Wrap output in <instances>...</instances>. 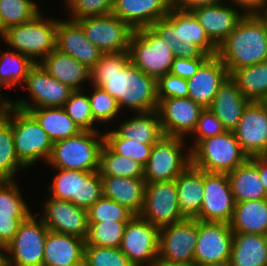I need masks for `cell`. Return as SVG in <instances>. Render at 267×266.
Listing matches in <instances>:
<instances>
[{
    "instance_id": "1",
    "label": "cell",
    "mask_w": 267,
    "mask_h": 266,
    "mask_svg": "<svg viewBox=\"0 0 267 266\" xmlns=\"http://www.w3.org/2000/svg\"><path fill=\"white\" fill-rule=\"evenodd\" d=\"M89 82L114 97L120 111L137 113L158 108L157 80L133 65L128 51L103 53L90 70Z\"/></svg>"
},
{
    "instance_id": "2",
    "label": "cell",
    "mask_w": 267,
    "mask_h": 266,
    "mask_svg": "<svg viewBox=\"0 0 267 266\" xmlns=\"http://www.w3.org/2000/svg\"><path fill=\"white\" fill-rule=\"evenodd\" d=\"M217 56L231 75L235 70L267 60L264 12L245 14L218 46Z\"/></svg>"
},
{
    "instance_id": "3",
    "label": "cell",
    "mask_w": 267,
    "mask_h": 266,
    "mask_svg": "<svg viewBox=\"0 0 267 266\" xmlns=\"http://www.w3.org/2000/svg\"><path fill=\"white\" fill-rule=\"evenodd\" d=\"M57 24L58 19L41 12L33 20L5 30L1 39L37 64L56 48Z\"/></svg>"
},
{
    "instance_id": "4",
    "label": "cell",
    "mask_w": 267,
    "mask_h": 266,
    "mask_svg": "<svg viewBox=\"0 0 267 266\" xmlns=\"http://www.w3.org/2000/svg\"><path fill=\"white\" fill-rule=\"evenodd\" d=\"M101 133L82 130L75 136L54 142L46 164L51 168L98 171L104 144V134Z\"/></svg>"
},
{
    "instance_id": "5",
    "label": "cell",
    "mask_w": 267,
    "mask_h": 266,
    "mask_svg": "<svg viewBox=\"0 0 267 266\" xmlns=\"http://www.w3.org/2000/svg\"><path fill=\"white\" fill-rule=\"evenodd\" d=\"M248 158L234 131L203 139L191 150V164L209 173H229Z\"/></svg>"
},
{
    "instance_id": "6",
    "label": "cell",
    "mask_w": 267,
    "mask_h": 266,
    "mask_svg": "<svg viewBox=\"0 0 267 266\" xmlns=\"http://www.w3.org/2000/svg\"><path fill=\"white\" fill-rule=\"evenodd\" d=\"M172 50L179 43H193L209 56L217 55L218 47L208 38L195 15L188 10L173 6L169 14L150 26Z\"/></svg>"
},
{
    "instance_id": "7",
    "label": "cell",
    "mask_w": 267,
    "mask_h": 266,
    "mask_svg": "<svg viewBox=\"0 0 267 266\" xmlns=\"http://www.w3.org/2000/svg\"><path fill=\"white\" fill-rule=\"evenodd\" d=\"M11 126L16 156L26 169L40 160L46 163L53 142L36 119L27 111L11 107Z\"/></svg>"
},
{
    "instance_id": "8",
    "label": "cell",
    "mask_w": 267,
    "mask_h": 266,
    "mask_svg": "<svg viewBox=\"0 0 267 266\" xmlns=\"http://www.w3.org/2000/svg\"><path fill=\"white\" fill-rule=\"evenodd\" d=\"M128 52L130 62L150 77L158 80L170 73L173 51L151 27L134 31Z\"/></svg>"
},
{
    "instance_id": "9",
    "label": "cell",
    "mask_w": 267,
    "mask_h": 266,
    "mask_svg": "<svg viewBox=\"0 0 267 266\" xmlns=\"http://www.w3.org/2000/svg\"><path fill=\"white\" fill-rule=\"evenodd\" d=\"M186 144L185 138L169 135L162 136L153 144L149 160L144 166L145 181H171L182 173L191 164V150Z\"/></svg>"
},
{
    "instance_id": "10",
    "label": "cell",
    "mask_w": 267,
    "mask_h": 266,
    "mask_svg": "<svg viewBox=\"0 0 267 266\" xmlns=\"http://www.w3.org/2000/svg\"><path fill=\"white\" fill-rule=\"evenodd\" d=\"M197 239V219L159 228L158 266H194Z\"/></svg>"
},
{
    "instance_id": "11",
    "label": "cell",
    "mask_w": 267,
    "mask_h": 266,
    "mask_svg": "<svg viewBox=\"0 0 267 266\" xmlns=\"http://www.w3.org/2000/svg\"><path fill=\"white\" fill-rule=\"evenodd\" d=\"M50 169L57 173L49 185V197L68 200L76 206L88 210L103 196L102 181L98 171Z\"/></svg>"
},
{
    "instance_id": "12",
    "label": "cell",
    "mask_w": 267,
    "mask_h": 266,
    "mask_svg": "<svg viewBox=\"0 0 267 266\" xmlns=\"http://www.w3.org/2000/svg\"><path fill=\"white\" fill-rule=\"evenodd\" d=\"M37 214L32 213L20 223L13 240L7 245L8 266H43L49 229Z\"/></svg>"
},
{
    "instance_id": "13",
    "label": "cell",
    "mask_w": 267,
    "mask_h": 266,
    "mask_svg": "<svg viewBox=\"0 0 267 266\" xmlns=\"http://www.w3.org/2000/svg\"><path fill=\"white\" fill-rule=\"evenodd\" d=\"M22 87L28 91L31 100L19 98L13 101V107L27 112L37 107H63L74 92L53 78L39 63L30 69Z\"/></svg>"
},
{
    "instance_id": "14",
    "label": "cell",
    "mask_w": 267,
    "mask_h": 266,
    "mask_svg": "<svg viewBox=\"0 0 267 266\" xmlns=\"http://www.w3.org/2000/svg\"><path fill=\"white\" fill-rule=\"evenodd\" d=\"M159 228L135 215L127 222L120 250L134 266H158Z\"/></svg>"
},
{
    "instance_id": "15",
    "label": "cell",
    "mask_w": 267,
    "mask_h": 266,
    "mask_svg": "<svg viewBox=\"0 0 267 266\" xmlns=\"http://www.w3.org/2000/svg\"><path fill=\"white\" fill-rule=\"evenodd\" d=\"M233 245L228 223L198 220L194 266H227Z\"/></svg>"
},
{
    "instance_id": "16",
    "label": "cell",
    "mask_w": 267,
    "mask_h": 266,
    "mask_svg": "<svg viewBox=\"0 0 267 266\" xmlns=\"http://www.w3.org/2000/svg\"><path fill=\"white\" fill-rule=\"evenodd\" d=\"M76 21L83 28L86 38L103 53L129 50L130 40L135 30L112 13Z\"/></svg>"
},
{
    "instance_id": "17",
    "label": "cell",
    "mask_w": 267,
    "mask_h": 266,
    "mask_svg": "<svg viewBox=\"0 0 267 266\" xmlns=\"http://www.w3.org/2000/svg\"><path fill=\"white\" fill-rule=\"evenodd\" d=\"M140 216L158 228L185 219L178 205L175 180L146 182L144 206Z\"/></svg>"
},
{
    "instance_id": "18",
    "label": "cell",
    "mask_w": 267,
    "mask_h": 266,
    "mask_svg": "<svg viewBox=\"0 0 267 266\" xmlns=\"http://www.w3.org/2000/svg\"><path fill=\"white\" fill-rule=\"evenodd\" d=\"M203 187V201L199 215L195 219L229 224L236 203L227 173L203 171Z\"/></svg>"
},
{
    "instance_id": "19",
    "label": "cell",
    "mask_w": 267,
    "mask_h": 266,
    "mask_svg": "<svg viewBox=\"0 0 267 266\" xmlns=\"http://www.w3.org/2000/svg\"><path fill=\"white\" fill-rule=\"evenodd\" d=\"M158 100L157 111L164 135L187 139L195 130L204 108L189 97L158 98Z\"/></svg>"
},
{
    "instance_id": "20",
    "label": "cell",
    "mask_w": 267,
    "mask_h": 266,
    "mask_svg": "<svg viewBox=\"0 0 267 266\" xmlns=\"http://www.w3.org/2000/svg\"><path fill=\"white\" fill-rule=\"evenodd\" d=\"M234 133L249 158L267 155V103L250 101Z\"/></svg>"
},
{
    "instance_id": "21",
    "label": "cell",
    "mask_w": 267,
    "mask_h": 266,
    "mask_svg": "<svg viewBox=\"0 0 267 266\" xmlns=\"http://www.w3.org/2000/svg\"><path fill=\"white\" fill-rule=\"evenodd\" d=\"M43 212L39 213L45 226L54 232L73 235L86 240L88 234L87 210L68 200L46 196Z\"/></svg>"
},
{
    "instance_id": "22",
    "label": "cell",
    "mask_w": 267,
    "mask_h": 266,
    "mask_svg": "<svg viewBox=\"0 0 267 266\" xmlns=\"http://www.w3.org/2000/svg\"><path fill=\"white\" fill-rule=\"evenodd\" d=\"M225 64L217 56H209L189 79L188 97L202 106L209 108L224 81L229 77Z\"/></svg>"
},
{
    "instance_id": "23",
    "label": "cell",
    "mask_w": 267,
    "mask_h": 266,
    "mask_svg": "<svg viewBox=\"0 0 267 266\" xmlns=\"http://www.w3.org/2000/svg\"><path fill=\"white\" fill-rule=\"evenodd\" d=\"M56 49L69 54L90 70L100 60L103 52L87 38L77 21L59 19L56 30Z\"/></svg>"
},
{
    "instance_id": "24",
    "label": "cell",
    "mask_w": 267,
    "mask_h": 266,
    "mask_svg": "<svg viewBox=\"0 0 267 266\" xmlns=\"http://www.w3.org/2000/svg\"><path fill=\"white\" fill-rule=\"evenodd\" d=\"M190 11L204 28L208 38L217 47L236 28L238 22L245 15L230 2L200 6Z\"/></svg>"
},
{
    "instance_id": "25",
    "label": "cell",
    "mask_w": 267,
    "mask_h": 266,
    "mask_svg": "<svg viewBox=\"0 0 267 266\" xmlns=\"http://www.w3.org/2000/svg\"><path fill=\"white\" fill-rule=\"evenodd\" d=\"M172 7V0H114L112 14L137 30L165 18Z\"/></svg>"
},
{
    "instance_id": "26",
    "label": "cell",
    "mask_w": 267,
    "mask_h": 266,
    "mask_svg": "<svg viewBox=\"0 0 267 266\" xmlns=\"http://www.w3.org/2000/svg\"><path fill=\"white\" fill-rule=\"evenodd\" d=\"M85 244L82 238L49 230L43 266H83Z\"/></svg>"
},
{
    "instance_id": "27",
    "label": "cell",
    "mask_w": 267,
    "mask_h": 266,
    "mask_svg": "<svg viewBox=\"0 0 267 266\" xmlns=\"http://www.w3.org/2000/svg\"><path fill=\"white\" fill-rule=\"evenodd\" d=\"M249 102L239 90L236 82L229 76L219 87L209 109L222 122L226 131H234Z\"/></svg>"
},
{
    "instance_id": "28",
    "label": "cell",
    "mask_w": 267,
    "mask_h": 266,
    "mask_svg": "<svg viewBox=\"0 0 267 266\" xmlns=\"http://www.w3.org/2000/svg\"><path fill=\"white\" fill-rule=\"evenodd\" d=\"M103 196L140 215L144 206L146 181L143 177L101 176Z\"/></svg>"
},
{
    "instance_id": "29",
    "label": "cell",
    "mask_w": 267,
    "mask_h": 266,
    "mask_svg": "<svg viewBox=\"0 0 267 266\" xmlns=\"http://www.w3.org/2000/svg\"><path fill=\"white\" fill-rule=\"evenodd\" d=\"M53 78L73 90H84L90 81V69L58 49H54L39 63ZM88 80V81H87Z\"/></svg>"
},
{
    "instance_id": "30",
    "label": "cell",
    "mask_w": 267,
    "mask_h": 266,
    "mask_svg": "<svg viewBox=\"0 0 267 266\" xmlns=\"http://www.w3.org/2000/svg\"><path fill=\"white\" fill-rule=\"evenodd\" d=\"M178 205L184 218L195 219L203 201V170L190 164L175 179Z\"/></svg>"
},
{
    "instance_id": "31",
    "label": "cell",
    "mask_w": 267,
    "mask_h": 266,
    "mask_svg": "<svg viewBox=\"0 0 267 266\" xmlns=\"http://www.w3.org/2000/svg\"><path fill=\"white\" fill-rule=\"evenodd\" d=\"M120 137L139 143L153 145L164 133L157 110L137 112L113 129Z\"/></svg>"
},
{
    "instance_id": "32",
    "label": "cell",
    "mask_w": 267,
    "mask_h": 266,
    "mask_svg": "<svg viewBox=\"0 0 267 266\" xmlns=\"http://www.w3.org/2000/svg\"><path fill=\"white\" fill-rule=\"evenodd\" d=\"M227 266H267V235L233 232Z\"/></svg>"
},
{
    "instance_id": "33",
    "label": "cell",
    "mask_w": 267,
    "mask_h": 266,
    "mask_svg": "<svg viewBox=\"0 0 267 266\" xmlns=\"http://www.w3.org/2000/svg\"><path fill=\"white\" fill-rule=\"evenodd\" d=\"M229 226L233 232L267 235V198L236 203Z\"/></svg>"
},
{
    "instance_id": "34",
    "label": "cell",
    "mask_w": 267,
    "mask_h": 266,
    "mask_svg": "<svg viewBox=\"0 0 267 266\" xmlns=\"http://www.w3.org/2000/svg\"><path fill=\"white\" fill-rule=\"evenodd\" d=\"M235 203L267 198L257 166L248 158L242 165L227 173Z\"/></svg>"
},
{
    "instance_id": "35",
    "label": "cell",
    "mask_w": 267,
    "mask_h": 266,
    "mask_svg": "<svg viewBox=\"0 0 267 266\" xmlns=\"http://www.w3.org/2000/svg\"><path fill=\"white\" fill-rule=\"evenodd\" d=\"M54 143L77 135L82 130L63 107H37L28 111Z\"/></svg>"
},
{
    "instance_id": "36",
    "label": "cell",
    "mask_w": 267,
    "mask_h": 266,
    "mask_svg": "<svg viewBox=\"0 0 267 266\" xmlns=\"http://www.w3.org/2000/svg\"><path fill=\"white\" fill-rule=\"evenodd\" d=\"M230 77L249 101H267V60L239 68Z\"/></svg>"
},
{
    "instance_id": "37",
    "label": "cell",
    "mask_w": 267,
    "mask_h": 266,
    "mask_svg": "<svg viewBox=\"0 0 267 266\" xmlns=\"http://www.w3.org/2000/svg\"><path fill=\"white\" fill-rule=\"evenodd\" d=\"M26 167L16 156L11 126V108L0 114V180H14Z\"/></svg>"
},
{
    "instance_id": "38",
    "label": "cell",
    "mask_w": 267,
    "mask_h": 266,
    "mask_svg": "<svg viewBox=\"0 0 267 266\" xmlns=\"http://www.w3.org/2000/svg\"><path fill=\"white\" fill-rule=\"evenodd\" d=\"M0 52V82L4 89L22 86L35 63L13 49Z\"/></svg>"
},
{
    "instance_id": "39",
    "label": "cell",
    "mask_w": 267,
    "mask_h": 266,
    "mask_svg": "<svg viewBox=\"0 0 267 266\" xmlns=\"http://www.w3.org/2000/svg\"><path fill=\"white\" fill-rule=\"evenodd\" d=\"M100 176H121L140 178L144 175V166L131 158L115 153L105 142L100 151Z\"/></svg>"
},
{
    "instance_id": "40",
    "label": "cell",
    "mask_w": 267,
    "mask_h": 266,
    "mask_svg": "<svg viewBox=\"0 0 267 266\" xmlns=\"http://www.w3.org/2000/svg\"><path fill=\"white\" fill-rule=\"evenodd\" d=\"M35 0H0L2 35L10 27L27 23L41 13Z\"/></svg>"
},
{
    "instance_id": "41",
    "label": "cell",
    "mask_w": 267,
    "mask_h": 266,
    "mask_svg": "<svg viewBox=\"0 0 267 266\" xmlns=\"http://www.w3.org/2000/svg\"><path fill=\"white\" fill-rule=\"evenodd\" d=\"M128 221L88 222V234L85 245L120 248L124 230Z\"/></svg>"
},
{
    "instance_id": "42",
    "label": "cell",
    "mask_w": 267,
    "mask_h": 266,
    "mask_svg": "<svg viewBox=\"0 0 267 266\" xmlns=\"http://www.w3.org/2000/svg\"><path fill=\"white\" fill-rule=\"evenodd\" d=\"M16 180H0V215L28 218L32 211Z\"/></svg>"
},
{
    "instance_id": "43",
    "label": "cell",
    "mask_w": 267,
    "mask_h": 266,
    "mask_svg": "<svg viewBox=\"0 0 267 266\" xmlns=\"http://www.w3.org/2000/svg\"><path fill=\"white\" fill-rule=\"evenodd\" d=\"M104 142L117 154L128 157L145 166L153 145L143 144L120 137L113 129L103 132Z\"/></svg>"
},
{
    "instance_id": "44",
    "label": "cell",
    "mask_w": 267,
    "mask_h": 266,
    "mask_svg": "<svg viewBox=\"0 0 267 266\" xmlns=\"http://www.w3.org/2000/svg\"><path fill=\"white\" fill-rule=\"evenodd\" d=\"M92 92L88 93V98L93 114L94 122L105 125L118 120V114L121 113L118 103L114 97L98 86L91 85ZM115 119V120H114Z\"/></svg>"
},
{
    "instance_id": "45",
    "label": "cell",
    "mask_w": 267,
    "mask_h": 266,
    "mask_svg": "<svg viewBox=\"0 0 267 266\" xmlns=\"http://www.w3.org/2000/svg\"><path fill=\"white\" fill-rule=\"evenodd\" d=\"M63 108L81 130L100 131L95 127L97 124L94 122L88 94L85 90H74Z\"/></svg>"
},
{
    "instance_id": "46",
    "label": "cell",
    "mask_w": 267,
    "mask_h": 266,
    "mask_svg": "<svg viewBox=\"0 0 267 266\" xmlns=\"http://www.w3.org/2000/svg\"><path fill=\"white\" fill-rule=\"evenodd\" d=\"M88 222L130 221L135 214L127 207L102 196L87 210Z\"/></svg>"
},
{
    "instance_id": "47",
    "label": "cell",
    "mask_w": 267,
    "mask_h": 266,
    "mask_svg": "<svg viewBox=\"0 0 267 266\" xmlns=\"http://www.w3.org/2000/svg\"><path fill=\"white\" fill-rule=\"evenodd\" d=\"M83 266H134L120 248L85 245Z\"/></svg>"
},
{
    "instance_id": "48",
    "label": "cell",
    "mask_w": 267,
    "mask_h": 266,
    "mask_svg": "<svg viewBox=\"0 0 267 266\" xmlns=\"http://www.w3.org/2000/svg\"><path fill=\"white\" fill-rule=\"evenodd\" d=\"M70 20L103 16L112 13L114 0H63Z\"/></svg>"
},
{
    "instance_id": "49",
    "label": "cell",
    "mask_w": 267,
    "mask_h": 266,
    "mask_svg": "<svg viewBox=\"0 0 267 266\" xmlns=\"http://www.w3.org/2000/svg\"><path fill=\"white\" fill-rule=\"evenodd\" d=\"M224 131L226 130L217 116L209 108L204 109L197 121L195 130L190 135L195 138L191 140L193 144L189 145V149L192 150L201 140L219 135Z\"/></svg>"
},
{
    "instance_id": "50",
    "label": "cell",
    "mask_w": 267,
    "mask_h": 266,
    "mask_svg": "<svg viewBox=\"0 0 267 266\" xmlns=\"http://www.w3.org/2000/svg\"><path fill=\"white\" fill-rule=\"evenodd\" d=\"M158 98H187L188 85L187 79L166 74L157 80Z\"/></svg>"
},
{
    "instance_id": "51",
    "label": "cell",
    "mask_w": 267,
    "mask_h": 266,
    "mask_svg": "<svg viewBox=\"0 0 267 266\" xmlns=\"http://www.w3.org/2000/svg\"><path fill=\"white\" fill-rule=\"evenodd\" d=\"M207 58H174L170 74L184 79L191 78Z\"/></svg>"
},
{
    "instance_id": "52",
    "label": "cell",
    "mask_w": 267,
    "mask_h": 266,
    "mask_svg": "<svg viewBox=\"0 0 267 266\" xmlns=\"http://www.w3.org/2000/svg\"><path fill=\"white\" fill-rule=\"evenodd\" d=\"M26 219L0 215V245L7 246L17 233L20 223Z\"/></svg>"
},
{
    "instance_id": "53",
    "label": "cell",
    "mask_w": 267,
    "mask_h": 266,
    "mask_svg": "<svg viewBox=\"0 0 267 266\" xmlns=\"http://www.w3.org/2000/svg\"><path fill=\"white\" fill-rule=\"evenodd\" d=\"M244 14H259L267 11V0H228Z\"/></svg>"
},
{
    "instance_id": "54",
    "label": "cell",
    "mask_w": 267,
    "mask_h": 266,
    "mask_svg": "<svg viewBox=\"0 0 267 266\" xmlns=\"http://www.w3.org/2000/svg\"><path fill=\"white\" fill-rule=\"evenodd\" d=\"M174 58H208L209 55L205 54L198 46L193 43H179L177 50H172Z\"/></svg>"
},
{
    "instance_id": "55",
    "label": "cell",
    "mask_w": 267,
    "mask_h": 266,
    "mask_svg": "<svg viewBox=\"0 0 267 266\" xmlns=\"http://www.w3.org/2000/svg\"><path fill=\"white\" fill-rule=\"evenodd\" d=\"M227 1L228 0H172V4L175 7L190 11L200 6L224 3Z\"/></svg>"
},
{
    "instance_id": "56",
    "label": "cell",
    "mask_w": 267,
    "mask_h": 266,
    "mask_svg": "<svg viewBox=\"0 0 267 266\" xmlns=\"http://www.w3.org/2000/svg\"><path fill=\"white\" fill-rule=\"evenodd\" d=\"M249 159L257 166L260 180L267 192V155L253 156Z\"/></svg>"
},
{
    "instance_id": "57",
    "label": "cell",
    "mask_w": 267,
    "mask_h": 266,
    "mask_svg": "<svg viewBox=\"0 0 267 266\" xmlns=\"http://www.w3.org/2000/svg\"><path fill=\"white\" fill-rule=\"evenodd\" d=\"M4 85L0 82V113H4L9 108L13 107V100L2 97V90Z\"/></svg>"
},
{
    "instance_id": "58",
    "label": "cell",
    "mask_w": 267,
    "mask_h": 266,
    "mask_svg": "<svg viewBox=\"0 0 267 266\" xmlns=\"http://www.w3.org/2000/svg\"><path fill=\"white\" fill-rule=\"evenodd\" d=\"M0 266H8L7 246L0 245Z\"/></svg>"
},
{
    "instance_id": "59",
    "label": "cell",
    "mask_w": 267,
    "mask_h": 266,
    "mask_svg": "<svg viewBox=\"0 0 267 266\" xmlns=\"http://www.w3.org/2000/svg\"><path fill=\"white\" fill-rule=\"evenodd\" d=\"M264 27H265L266 39H267V11H264Z\"/></svg>"
},
{
    "instance_id": "60",
    "label": "cell",
    "mask_w": 267,
    "mask_h": 266,
    "mask_svg": "<svg viewBox=\"0 0 267 266\" xmlns=\"http://www.w3.org/2000/svg\"><path fill=\"white\" fill-rule=\"evenodd\" d=\"M0 38H2V29H1V26H0Z\"/></svg>"
}]
</instances>
